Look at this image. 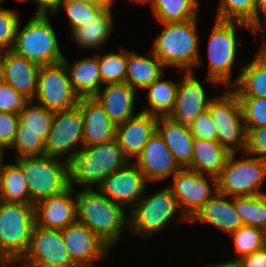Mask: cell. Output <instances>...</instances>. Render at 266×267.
Returning <instances> with one entry per match:
<instances>
[{
	"label": "cell",
	"mask_w": 266,
	"mask_h": 267,
	"mask_svg": "<svg viewBox=\"0 0 266 267\" xmlns=\"http://www.w3.org/2000/svg\"><path fill=\"white\" fill-rule=\"evenodd\" d=\"M77 222L96 234L111 250L129 229L125 209L101 194L96 188L75 191Z\"/></svg>",
	"instance_id": "obj_1"
},
{
	"label": "cell",
	"mask_w": 266,
	"mask_h": 267,
	"mask_svg": "<svg viewBox=\"0 0 266 267\" xmlns=\"http://www.w3.org/2000/svg\"><path fill=\"white\" fill-rule=\"evenodd\" d=\"M198 18L183 22L161 23L163 30L152 43V53L166 67L182 72H193L203 65L197 33Z\"/></svg>",
	"instance_id": "obj_2"
},
{
	"label": "cell",
	"mask_w": 266,
	"mask_h": 267,
	"mask_svg": "<svg viewBox=\"0 0 266 267\" xmlns=\"http://www.w3.org/2000/svg\"><path fill=\"white\" fill-rule=\"evenodd\" d=\"M129 162L116 138L102 144L83 146L68 161L69 185L73 188H95Z\"/></svg>",
	"instance_id": "obj_3"
},
{
	"label": "cell",
	"mask_w": 266,
	"mask_h": 267,
	"mask_svg": "<svg viewBox=\"0 0 266 267\" xmlns=\"http://www.w3.org/2000/svg\"><path fill=\"white\" fill-rule=\"evenodd\" d=\"M238 27L246 28L257 38V32L248 24L214 20L207 46L208 75L205 81L215 88L224 86L228 89L234 85L232 72L237 57V46L241 43L236 35Z\"/></svg>",
	"instance_id": "obj_4"
},
{
	"label": "cell",
	"mask_w": 266,
	"mask_h": 267,
	"mask_svg": "<svg viewBox=\"0 0 266 267\" xmlns=\"http://www.w3.org/2000/svg\"><path fill=\"white\" fill-rule=\"evenodd\" d=\"M147 191L148 186L143 196L128 213L130 234L147 239L157 235L164 228L167 229L166 227L176 217L178 223L189 222L180 211L177 200L168 186L153 194H148Z\"/></svg>",
	"instance_id": "obj_5"
},
{
	"label": "cell",
	"mask_w": 266,
	"mask_h": 267,
	"mask_svg": "<svg viewBox=\"0 0 266 267\" xmlns=\"http://www.w3.org/2000/svg\"><path fill=\"white\" fill-rule=\"evenodd\" d=\"M49 17L33 15L22 29L19 21L12 51L39 66L60 63L64 56Z\"/></svg>",
	"instance_id": "obj_6"
},
{
	"label": "cell",
	"mask_w": 266,
	"mask_h": 267,
	"mask_svg": "<svg viewBox=\"0 0 266 267\" xmlns=\"http://www.w3.org/2000/svg\"><path fill=\"white\" fill-rule=\"evenodd\" d=\"M16 161L26 178L31 204L57 195L69 185L68 161L48 155L22 157Z\"/></svg>",
	"instance_id": "obj_7"
},
{
	"label": "cell",
	"mask_w": 266,
	"mask_h": 267,
	"mask_svg": "<svg viewBox=\"0 0 266 267\" xmlns=\"http://www.w3.org/2000/svg\"><path fill=\"white\" fill-rule=\"evenodd\" d=\"M244 156L241 159H236V153L228 156L224 168L216 176L219 194L229 197L266 194V190H262L266 179V161L245 152Z\"/></svg>",
	"instance_id": "obj_8"
},
{
	"label": "cell",
	"mask_w": 266,
	"mask_h": 267,
	"mask_svg": "<svg viewBox=\"0 0 266 267\" xmlns=\"http://www.w3.org/2000/svg\"><path fill=\"white\" fill-rule=\"evenodd\" d=\"M34 225V205L0 201V251L7 259L24 256Z\"/></svg>",
	"instance_id": "obj_9"
},
{
	"label": "cell",
	"mask_w": 266,
	"mask_h": 267,
	"mask_svg": "<svg viewBox=\"0 0 266 267\" xmlns=\"http://www.w3.org/2000/svg\"><path fill=\"white\" fill-rule=\"evenodd\" d=\"M217 131V142L229 153L246 148V131L236 93L231 89L214 96L207 107Z\"/></svg>",
	"instance_id": "obj_10"
},
{
	"label": "cell",
	"mask_w": 266,
	"mask_h": 267,
	"mask_svg": "<svg viewBox=\"0 0 266 267\" xmlns=\"http://www.w3.org/2000/svg\"><path fill=\"white\" fill-rule=\"evenodd\" d=\"M79 100L62 62L39 67L34 103L55 113L75 107Z\"/></svg>",
	"instance_id": "obj_11"
},
{
	"label": "cell",
	"mask_w": 266,
	"mask_h": 267,
	"mask_svg": "<svg viewBox=\"0 0 266 267\" xmlns=\"http://www.w3.org/2000/svg\"><path fill=\"white\" fill-rule=\"evenodd\" d=\"M83 147V116L78 105L54 113L45 155L69 161Z\"/></svg>",
	"instance_id": "obj_12"
},
{
	"label": "cell",
	"mask_w": 266,
	"mask_h": 267,
	"mask_svg": "<svg viewBox=\"0 0 266 267\" xmlns=\"http://www.w3.org/2000/svg\"><path fill=\"white\" fill-rule=\"evenodd\" d=\"M172 180L168 187L188 220L217 193V178L212 175L181 168L173 175Z\"/></svg>",
	"instance_id": "obj_13"
},
{
	"label": "cell",
	"mask_w": 266,
	"mask_h": 267,
	"mask_svg": "<svg viewBox=\"0 0 266 267\" xmlns=\"http://www.w3.org/2000/svg\"><path fill=\"white\" fill-rule=\"evenodd\" d=\"M23 267H77L64 244L61 230L34 225L27 252L17 262Z\"/></svg>",
	"instance_id": "obj_14"
},
{
	"label": "cell",
	"mask_w": 266,
	"mask_h": 267,
	"mask_svg": "<svg viewBox=\"0 0 266 267\" xmlns=\"http://www.w3.org/2000/svg\"><path fill=\"white\" fill-rule=\"evenodd\" d=\"M147 183L139 168L133 162H129L104 178L96 189L124 209L132 206L129 210L131 211L145 193Z\"/></svg>",
	"instance_id": "obj_15"
},
{
	"label": "cell",
	"mask_w": 266,
	"mask_h": 267,
	"mask_svg": "<svg viewBox=\"0 0 266 267\" xmlns=\"http://www.w3.org/2000/svg\"><path fill=\"white\" fill-rule=\"evenodd\" d=\"M171 113L167 116L190 128L195 118L205 111L213 97H208L194 72H182Z\"/></svg>",
	"instance_id": "obj_16"
},
{
	"label": "cell",
	"mask_w": 266,
	"mask_h": 267,
	"mask_svg": "<svg viewBox=\"0 0 266 267\" xmlns=\"http://www.w3.org/2000/svg\"><path fill=\"white\" fill-rule=\"evenodd\" d=\"M61 234L72 262L77 267H95L97 261L107 257L111 249L85 225H68Z\"/></svg>",
	"instance_id": "obj_17"
},
{
	"label": "cell",
	"mask_w": 266,
	"mask_h": 267,
	"mask_svg": "<svg viewBox=\"0 0 266 267\" xmlns=\"http://www.w3.org/2000/svg\"><path fill=\"white\" fill-rule=\"evenodd\" d=\"M35 225L46 229L63 230L77 222L75 189L69 186L63 192L34 204Z\"/></svg>",
	"instance_id": "obj_18"
},
{
	"label": "cell",
	"mask_w": 266,
	"mask_h": 267,
	"mask_svg": "<svg viewBox=\"0 0 266 267\" xmlns=\"http://www.w3.org/2000/svg\"><path fill=\"white\" fill-rule=\"evenodd\" d=\"M133 163L149 183L164 180L181 169L157 132L148 140Z\"/></svg>",
	"instance_id": "obj_19"
},
{
	"label": "cell",
	"mask_w": 266,
	"mask_h": 267,
	"mask_svg": "<svg viewBox=\"0 0 266 267\" xmlns=\"http://www.w3.org/2000/svg\"><path fill=\"white\" fill-rule=\"evenodd\" d=\"M158 117L138 111L116 126L115 138L129 161L136 159L148 140L156 133Z\"/></svg>",
	"instance_id": "obj_20"
},
{
	"label": "cell",
	"mask_w": 266,
	"mask_h": 267,
	"mask_svg": "<svg viewBox=\"0 0 266 267\" xmlns=\"http://www.w3.org/2000/svg\"><path fill=\"white\" fill-rule=\"evenodd\" d=\"M4 82L31 100L36 95L39 65L12 50L0 52Z\"/></svg>",
	"instance_id": "obj_21"
},
{
	"label": "cell",
	"mask_w": 266,
	"mask_h": 267,
	"mask_svg": "<svg viewBox=\"0 0 266 267\" xmlns=\"http://www.w3.org/2000/svg\"><path fill=\"white\" fill-rule=\"evenodd\" d=\"M78 106L83 116V146L115 139L116 126L93 97H81Z\"/></svg>",
	"instance_id": "obj_22"
},
{
	"label": "cell",
	"mask_w": 266,
	"mask_h": 267,
	"mask_svg": "<svg viewBox=\"0 0 266 267\" xmlns=\"http://www.w3.org/2000/svg\"><path fill=\"white\" fill-rule=\"evenodd\" d=\"M137 93L126 82L105 84L93 98L103 107L109 119L117 126L136 114L134 110Z\"/></svg>",
	"instance_id": "obj_23"
},
{
	"label": "cell",
	"mask_w": 266,
	"mask_h": 267,
	"mask_svg": "<svg viewBox=\"0 0 266 267\" xmlns=\"http://www.w3.org/2000/svg\"><path fill=\"white\" fill-rule=\"evenodd\" d=\"M194 222L211 224L210 226L216 227L226 234L235 232L243 225L234 208V197L225 196L218 192L189 220V223Z\"/></svg>",
	"instance_id": "obj_24"
},
{
	"label": "cell",
	"mask_w": 266,
	"mask_h": 267,
	"mask_svg": "<svg viewBox=\"0 0 266 267\" xmlns=\"http://www.w3.org/2000/svg\"><path fill=\"white\" fill-rule=\"evenodd\" d=\"M252 59L234 78L231 89L237 97L266 98V37Z\"/></svg>",
	"instance_id": "obj_25"
},
{
	"label": "cell",
	"mask_w": 266,
	"mask_h": 267,
	"mask_svg": "<svg viewBox=\"0 0 266 267\" xmlns=\"http://www.w3.org/2000/svg\"><path fill=\"white\" fill-rule=\"evenodd\" d=\"M156 132L181 168L191 164L194 138L189 128L169 117H158Z\"/></svg>",
	"instance_id": "obj_26"
},
{
	"label": "cell",
	"mask_w": 266,
	"mask_h": 267,
	"mask_svg": "<svg viewBox=\"0 0 266 267\" xmlns=\"http://www.w3.org/2000/svg\"><path fill=\"white\" fill-rule=\"evenodd\" d=\"M68 73V78L79 97H93L103 85L99 72L98 53L75 60L70 64L67 59L61 61Z\"/></svg>",
	"instance_id": "obj_27"
},
{
	"label": "cell",
	"mask_w": 266,
	"mask_h": 267,
	"mask_svg": "<svg viewBox=\"0 0 266 267\" xmlns=\"http://www.w3.org/2000/svg\"><path fill=\"white\" fill-rule=\"evenodd\" d=\"M149 56L139 55L127 49V66L125 82L137 90H144L147 86L156 81L162 74H165V66L152 53ZM150 57V58H149Z\"/></svg>",
	"instance_id": "obj_28"
},
{
	"label": "cell",
	"mask_w": 266,
	"mask_h": 267,
	"mask_svg": "<svg viewBox=\"0 0 266 267\" xmlns=\"http://www.w3.org/2000/svg\"><path fill=\"white\" fill-rule=\"evenodd\" d=\"M113 12L106 7L93 20L83 23L70 35L72 41L83 49L95 50L102 47L110 38L113 31Z\"/></svg>",
	"instance_id": "obj_29"
},
{
	"label": "cell",
	"mask_w": 266,
	"mask_h": 267,
	"mask_svg": "<svg viewBox=\"0 0 266 267\" xmlns=\"http://www.w3.org/2000/svg\"><path fill=\"white\" fill-rule=\"evenodd\" d=\"M229 155L217 141L194 139L192 160L187 169L216 177L224 168Z\"/></svg>",
	"instance_id": "obj_30"
},
{
	"label": "cell",
	"mask_w": 266,
	"mask_h": 267,
	"mask_svg": "<svg viewBox=\"0 0 266 267\" xmlns=\"http://www.w3.org/2000/svg\"><path fill=\"white\" fill-rule=\"evenodd\" d=\"M163 76L164 74L144 89L147 91L148 106L141 111L156 117H167L171 113L179 85V81L166 80Z\"/></svg>",
	"instance_id": "obj_31"
},
{
	"label": "cell",
	"mask_w": 266,
	"mask_h": 267,
	"mask_svg": "<svg viewBox=\"0 0 266 267\" xmlns=\"http://www.w3.org/2000/svg\"><path fill=\"white\" fill-rule=\"evenodd\" d=\"M5 163L0 171V201L31 204L30 191L20 165Z\"/></svg>",
	"instance_id": "obj_32"
},
{
	"label": "cell",
	"mask_w": 266,
	"mask_h": 267,
	"mask_svg": "<svg viewBox=\"0 0 266 267\" xmlns=\"http://www.w3.org/2000/svg\"><path fill=\"white\" fill-rule=\"evenodd\" d=\"M199 0H155L151 7L160 23L183 22L198 18Z\"/></svg>",
	"instance_id": "obj_33"
},
{
	"label": "cell",
	"mask_w": 266,
	"mask_h": 267,
	"mask_svg": "<svg viewBox=\"0 0 266 267\" xmlns=\"http://www.w3.org/2000/svg\"><path fill=\"white\" fill-rule=\"evenodd\" d=\"M19 123L16 131H32L46 140L54 118V112L31 102L18 114Z\"/></svg>",
	"instance_id": "obj_34"
},
{
	"label": "cell",
	"mask_w": 266,
	"mask_h": 267,
	"mask_svg": "<svg viewBox=\"0 0 266 267\" xmlns=\"http://www.w3.org/2000/svg\"><path fill=\"white\" fill-rule=\"evenodd\" d=\"M234 208L243 225L266 231V194L234 197Z\"/></svg>",
	"instance_id": "obj_35"
},
{
	"label": "cell",
	"mask_w": 266,
	"mask_h": 267,
	"mask_svg": "<svg viewBox=\"0 0 266 267\" xmlns=\"http://www.w3.org/2000/svg\"><path fill=\"white\" fill-rule=\"evenodd\" d=\"M215 15L217 20L243 22L256 31L255 0H219Z\"/></svg>",
	"instance_id": "obj_36"
},
{
	"label": "cell",
	"mask_w": 266,
	"mask_h": 267,
	"mask_svg": "<svg viewBox=\"0 0 266 267\" xmlns=\"http://www.w3.org/2000/svg\"><path fill=\"white\" fill-rule=\"evenodd\" d=\"M99 72L103 85L124 83L126 78L127 50L120 46L119 53H98Z\"/></svg>",
	"instance_id": "obj_37"
},
{
	"label": "cell",
	"mask_w": 266,
	"mask_h": 267,
	"mask_svg": "<svg viewBox=\"0 0 266 267\" xmlns=\"http://www.w3.org/2000/svg\"><path fill=\"white\" fill-rule=\"evenodd\" d=\"M235 251V260L252 254L266 246V231L248 225H242L230 234Z\"/></svg>",
	"instance_id": "obj_38"
},
{
	"label": "cell",
	"mask_w": 266,
	"mask_h": 267,
	"mask_svg": "<svg viewBox=\"0 0 266 267\" xmlns=\"http://www.w3.org/2000/svg\"><path fill=\"white\" fill-rule=\"evenodd\" d=\"M64 9L67 15L68 28L70 34L83 23L93 20L105 8L103 4H90L82 1H63L58 12L51 17H55L61 9Z\"/></svg>",
	"instance_id": "obj_39"
},
{
	"label": "cell",
	"mask_w": 266,
	"mask_h": 267,
	"mask_svg": "<svg viewBox=\"0 0 266 267\" xmlns=\"http://www.w3.org/2000/svg\"><path fill=\"white\" fill-rule=\"evenodd\" d=\"M9 148L15 150L14 159L45 155V141L32 131H16Z\"/></svg>",
	"instance_id": "obj_40"
},
{
	"label": "cell",
	"mask_w": 266,
	"mask_h": 267,
	"mask_svg": "<svg viewBox=\"0 0 266 267\" xmlns=\"http://www.w3.org/2000/svg\"><path fill=\"white\" fill-rule=\"evenodd\" d=\"M238 99L245 131L250 128L266 127V98L238 97Z\"/></svg>",
	"instance_id": "obj_41"
},
{
	"label": "cell",
	"mask_w": 266,
	"mask_h": 267,
	"mask_svg": "<svg viewBox=\"0 0 266 267\" xmlns=\"http://www.w3.org/2000/svg\"><path fill=\"white\" fill-rule=\"evenodd\" d=\"M19 19L17 11L0 7V52L12 50Z\"/></svg>",
	"instance_id": "obj_42"
},
{
	"label": "cell",
	"mask_w": 266,
	"mask_h": 267,
	"mask_svg": "<svg viewBox=\"0 0 266 267\" xmlns=\"http://www.w3.org/2000/svg\"><path fill=\"white\" fill-rule=\"evenodd\" d=\"M30 102V98L8 83L4 81L0 83V112L19 114Z\"/></svg>",
	"instance_id": "obj_43"
},
{
	"label": "cell",
	"mask_w": 266,
	"mask_h": 267,
	"mask_svg": "<svg viewBox=\"0 0 266 267\" xmlns=\"http://www.w3.org/2000/svg\"><path fill=\"white\" fill-rule=\"evenodd\" d=\"M245 153L266 161V127L250 128L246 132Z\"/></svg>",
	"instance_id": "obj_44"
},
{
	"label": "cell",
	"mask_w": 266,
	"mask_h": 267,
	"mask_svg": "<svg viewBox=\"0 0 266 267\" xmlns=\"http://www.w3.org/2000/svg\"><path fill=\"white\" fill-rule=\"evenodd\" d=\"M189 129L194 139L217 141L218 134L208 109L200 113L199 116L194 119Z\"/></svg>",
	"instance_id": "obj_45"
},
{
	"label": "cell",
	"mask_w": 266,
	"mask_h": 267,
	"mask_svg": "<svg viewBox=\"0 0 266 267\" xmlns=\"http://www.w3.org/2000/svg\"><path fill=\"white\" fill-rule=\"evenodd\" d=\"M18 123V114L0 112V145L6 149L13 142Z\"/></svg>",
	"instance_id": "obj_46"
},
{
	"label": "cell",
	"mask_w": 266,
	"mask_h": 267,
	"mask_svg": "<svg viewBox=\"0 0 266 267\" xmlns=\"http://www.w3.org/2000/svg\"><path fill=\"white\" fill-rule=\"evenodd\" d=\"M37 5L34 15L54 16L64 0H29Z\"/></svg>",
	"instance_id": "obj_47"
},
{
	"label": "cell",
	"mask_w": 266,
	"mask_h": 267,
	"mask_svg": "<svg viewBox=\"0 0 266 267\" xmlns=\"http://www.w3.org/2000/svg\"><path fill=\"white\" fill-rule=\"evenodd\" d=\"M241 267H266V246L238 260Z\"/></svg>",
	"instance_id": "obj_48"
},
{
	"label": "cell",
	"mask_w": 266,
	"mask_h": 267,
	"mask_svg": "<svg viewBox=\"0 0 266 267\" xmlns=\"http://www.w3.org/2000/svg\"><path fill=\"white\" fill-rule=\"evenodd\" d=\"M255 4H256V32L259 34L261 33V35L264 36L266 33L263 26L264 22H262L260 14L262 13L266 22V0H255Z\"/></svg>",
	"instance_id": "obj_49"
},
{
	"label": "cell",
	"mask_w": 266,
	"mask_h": 267,
	"mask_svg": "<svg viewBox=\"0 0 266 267\" xmlns=\"http://www.w3.org/2000/svg\"><path fill=\"white\" fill-rule=\"evenodd\" d=\"M202 267H241L240 262L238 260H231L226 262H218V263H210L204 264Z\"/></svg>",
	"instance_id": "obj_50"
},
{
	"label": "cell",
	"mask_w": 266,
	"mask_h": 267,
	"mask_svg": "<svg viewBox=\"0 0 266 267\" xmlns=\"http://www.w3.org/2000/svg\"><path fill=\"white\" fill-rule=\"evenodd\" d=\"M128 1L134 2V4H139L141 6L148 4L150 8L153 6V4L155 2V0H128Z\"/></svg>",
	"instance_id": "obj_51"
},
{
	"label": "cell",
	"mask_w": 266,
	"mask_h": 267,
	"mask_svg": "<svg viewBox=\"0 0 266 267\" xmlns=\"http://www.w3.org/2000/svg\"><path fill=\"white\" fill-rule=\"evenodd\" d=\"M16 266H18L17 262L11 259H7L5 262L0 263V267H16Z\"/></svg>",
	"instance_id": "obj_52"
},
{
	"label": "cell",
	"mask_w": 266,
	"mask_h": 267,
	"mask_svg": "<svg viewBox=\"0 0 266 267\" xmlns=\"http://www.w3.org/2000/svg\"><path fill=\"white\" fill-rule=\"evenodd\" d=\"M4 150H5V147H3L2 145H0V171L3 169V166H4V164H5V162H3L4 161Z\"/></svg>",
	"instance_id": "obj_53"
},
{
	"label": "cell",
	"mask_w": 266,
	"mask_h": 267,
	"mask_svg": "<svg viewBox=\"0 0 266 267\" xmlns=\"http://www.w3.org/2000/svg\"><path fill=\"white\" fill-rule=\"evenodd\" d=\"M101 4H103L106 7L113 8V4L116 0H98Z\"/></svg>",
	"instance_id": "obj_54"
},
{
	"label": "cell",
	"mask_w": 266,
	"mask_h": 267,
	"mask_svg": "<svg viewBox=\"0 0 266 267\" xmlns=\"http://www.w3.org/2000/svg\"><path fill=\"white\" fill-rule=\"evenodd\" d=\"M64 1H82L90 4H101L98 0H64Z\"/></svg>",
	"instance_id": "obj_55"
},
{
	"label": "cell",
	"mask_w": 266,
	"mask_h": 267,
	"mask_svg": "<svg viewBox=\"0 0 266 267\" xmlns=\"http://www.w3.org/2000/svg\"><path fill=\"white\" fill-rule=\"evenodd\" d=\"M4 81V77H3V71H2V63L0 60V83Z\"/></svg>",
	"instance_id": "obj_56"
},
{
	"label": "cell",
	"mask_w": 266,
	"mask_h": 267,
	"mask_svg": "<svg viewBox=\"0 0 266 267\" xmlns=\"http://www.w3.org/2000/svg\"><path fill=\"white\" fill-rule=\"evenodd\" d=\"M7 260V258L3 255V253L0 251V263H3Z\"/></svg>",
	"instance_id": "obj_57"
},
{
	"label": "cell",
	"mask_w": 266,
	"mask_h": 267,
	"mask_svg": "<svg viewBox=\"0 0 266 267\" xmlns=\"http://www.w3.org/2000/svg\"><path fill=\"white\" fill-rule=\"evenodd\" d=\"M17 2H25V1H29V0H16Z\"/></svg>",
	"instance_id": "obj_58"
}]
</instances>
